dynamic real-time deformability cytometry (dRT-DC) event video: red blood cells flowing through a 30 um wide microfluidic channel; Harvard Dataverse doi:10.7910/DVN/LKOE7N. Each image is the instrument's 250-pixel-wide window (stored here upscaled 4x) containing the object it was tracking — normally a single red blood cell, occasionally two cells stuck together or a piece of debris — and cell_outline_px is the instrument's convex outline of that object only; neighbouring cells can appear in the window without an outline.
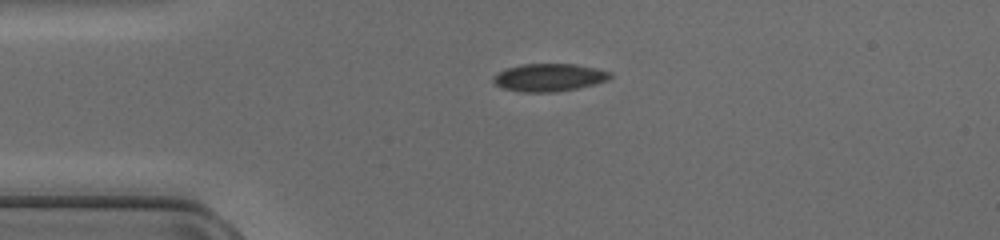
{"species": "common noctule bat (a hibernating species)", "species_latin": "Nyctalus noctula", "temperature_condition": "cold", "stored_images_in_passage": 29, "camera_frame_rate_fps": 3000, "um_per_image_px": 0.085, "animal": {"sex": "female", "body_mass_g": 17.0, "forearm_length_mm": 48.0}, "frame": {"image": 1, "passage_image": 1, "time_ms": 0.0, "image_size_px": [1000, 240], "cell_outline_px": [[612, 76], [608, 80], [596, 84], [576, 88], [552, 92], [520, 92], [504, 88], [496, 84], [492, 80], [492, 76], [496, 72], [520, 64], [576, 64], [596, 68], [612, 72]], "centroid_in_image_um": [46.67, 6.58], "position_along_channel_um": 38.3, "area_um2": 18.96}}
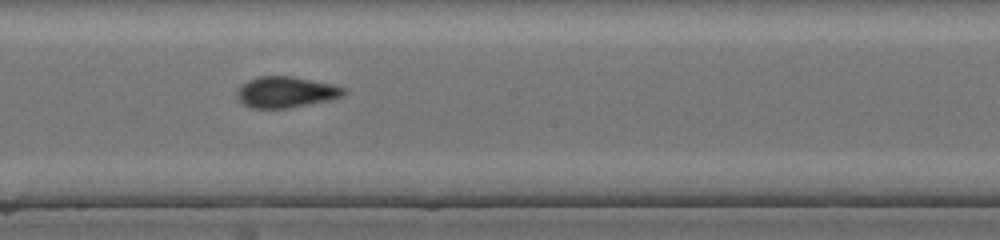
{"frame": {"image": 2, "passage_image": 16, "time_ms": 5.0, "image_size_px": [1000, 240], "cell_outline_px": [[344, 96], [328, 100], [288, 108], [252, 108], [244, 104], [236, 96], [236, 88], [240, 84], [256, 76], [292, 76], [332, 84], [344, 88]], "centroid_in_image_um": [24.24, 7.82], "position_along_channel_um": 224.0, "area_um2": 19.31}}
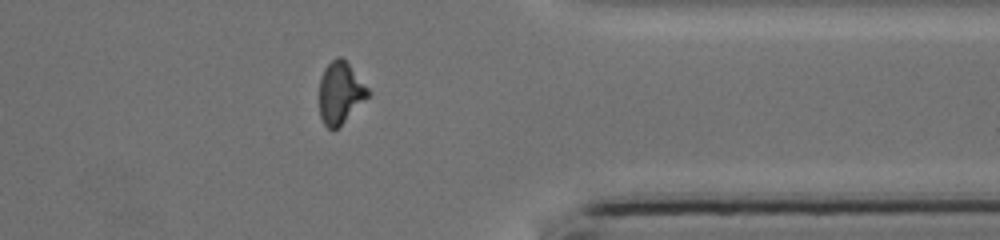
{"frame": {"image": 3, "passage_image": 28, "time_ms": 9.0, "image_size_px": [1000, 240], "cell_outline_px": [[372, 92], [340, 128], [332, 132], [324, 124], [320, 116], [320, 76], [324, 68], [336, 56], [340, 56], [348, 64]], "centroid_in_image_um": [28.92, 7.94], "position_along_channel_um": 382.5, "area_um2": 17.74}}